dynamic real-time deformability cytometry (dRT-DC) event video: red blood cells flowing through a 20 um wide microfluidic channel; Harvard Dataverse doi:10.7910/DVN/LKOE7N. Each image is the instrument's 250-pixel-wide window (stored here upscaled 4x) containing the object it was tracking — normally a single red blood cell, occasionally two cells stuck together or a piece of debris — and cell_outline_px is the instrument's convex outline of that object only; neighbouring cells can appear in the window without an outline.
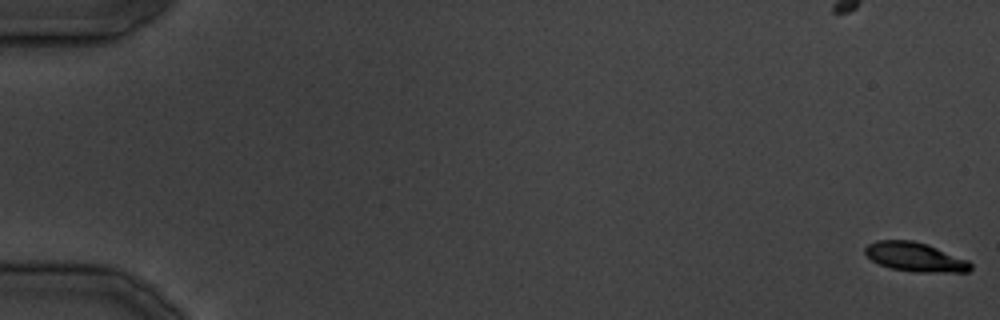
{"species": "common noctule bat (a hibernating species)", "species_latin": "Nyctalus noctula", "temperature_condition": "cold", "stored_images_in_passage": 18, "segment_of_instrument_passage": [1, 2], "camera_frame_rate_fps": 3000, "um_per_image_px": 0.085, "animal": {"sex": "male", "body_mass_g": 19.5, "forearm_length_mm": 54.6}, "frame": {"image": 1, "passage_image": 1, "time_ms": 0.0, "image_size_px": [1000, 320], "cell_outline_px": [[972, 268], [968, 272], [916, 272], [892, 268], [880, 264], [872, 260], [864, 252], [864, 248], [868, 244], [876, 240], [912, 240], [928, 244], [968, 260], [972, 264]], "centroid_in_image_um": [77.8, 21.84], "position_along_channel_um": 7.2, "area_um2": 17.92}}
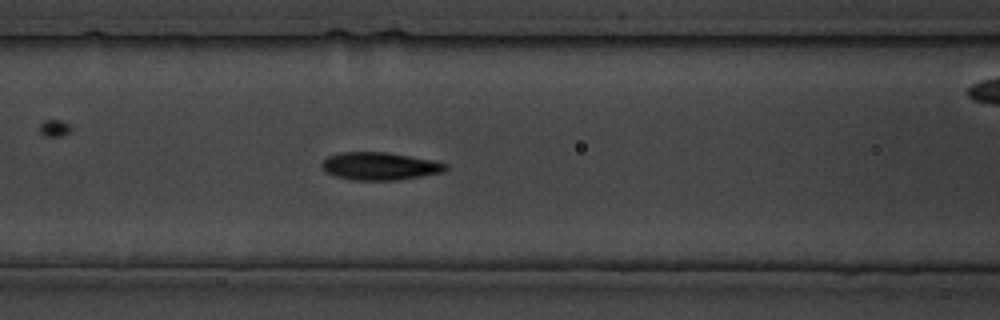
{"frame": {"image": 2, "passage_image": 17, "time_ms": 19.333, "image_size_px": [1000, 320], "cell_outline_px": [[448, 168], [444, 172], [396, 180], [352, 180], [336, 176], [324, 172], [320, 168], [320, 164], [328, 156], [340, 152], [388, 152], [432, 160], [448, 164]], "centroid_in_image_um": [32.25, 14.12], "position_along_channel_um": 134.4, "area_um2": 20.11}}